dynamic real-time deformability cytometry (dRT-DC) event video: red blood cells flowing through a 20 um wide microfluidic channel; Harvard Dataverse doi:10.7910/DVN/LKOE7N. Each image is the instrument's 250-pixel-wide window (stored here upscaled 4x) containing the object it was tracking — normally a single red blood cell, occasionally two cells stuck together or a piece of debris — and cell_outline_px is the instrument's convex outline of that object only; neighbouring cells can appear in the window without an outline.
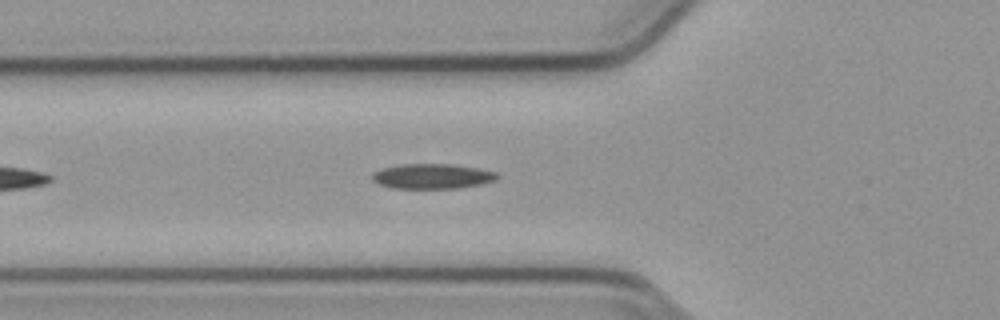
{"species": "common noctule bat (a hibernating species)", "species_latin": "Nyctalus noctula", "temperature_condition": "cold", "stored_images_in_passage": 11, "camera_frame_rate_fps": 3000, "um_per_image_px": 0.085, "animal": {"sex": "male", "body_mass_g": 23.1, "forearm_length_mm": 52.7}, "frame": {"image": 1, "passage_image": 7, "time_ms": 2.0, "image_size_px": [1000, 320], "cell_outline_px": [[500, 176], [496, 180], [484, 184], [460, 188], [392, 188], [380, 184], [372, 180], [372, 172], [380, 168], [400, 164], [452, 164], [476, 168], [496, 172]], "centroid_in_image_um": [36.74, 14.98], "position_along_channel_um": 89.1, "area_um2": 18.38}}
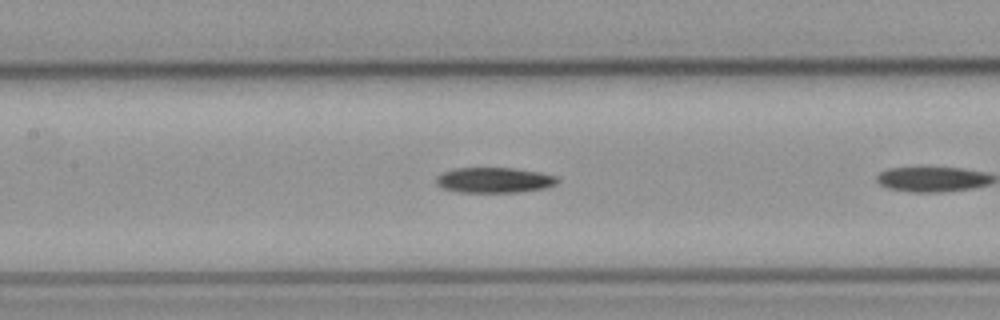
{"frame": {"image": 2, "passage_image": 10, "time_ms": 3.0, "image_size_px": [1000, 320], "cell_outline_px": [[560, 180], [556, 184], [548, 188], [516, 192], [460, 192], [440, 188], [436, 184], [436, 176], [444, 172], [456, 168], [512, 168], [536, 172], [556, 176]], "centroid_in_image_um": [42.0, 15.32], "position_along_channel_um": 165.4, "area_um2": 17.92}}